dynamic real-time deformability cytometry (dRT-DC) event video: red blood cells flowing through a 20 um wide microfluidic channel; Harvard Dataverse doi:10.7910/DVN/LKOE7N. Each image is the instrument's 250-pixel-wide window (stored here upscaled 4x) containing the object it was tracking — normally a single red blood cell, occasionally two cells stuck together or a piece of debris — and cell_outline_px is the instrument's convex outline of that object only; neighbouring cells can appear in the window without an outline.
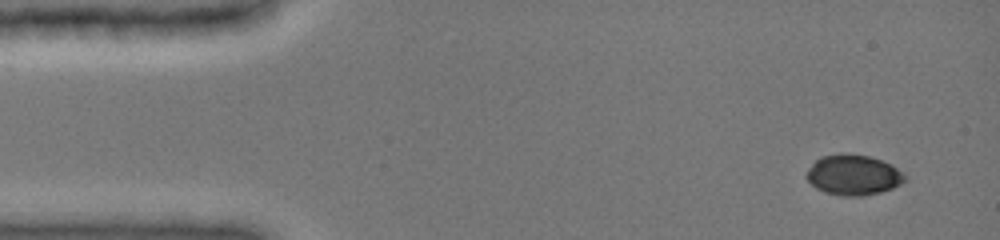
{"species": "common noctule bat (a hibernating species)", "species_latin": "Nyctalus noctula", "temperature_condition": "cold", "stored_images_in_passage": 9, "camera_frame_rate_fps": 3000, "um_per_image_px": 0.085, "animal": {"sex": "female", "body_mass_g": 19.0, "forearm_length_mm": 51.5}, "frame": {"image": 1, "passage_image": 1, "time_ms": 0.0, "image_size_px": [1000, 240], "cell_outline_px": [[908, 180], [892, 188], [880, 192], [864, 196], [840, 196], [824, 192], [816, 188], [804, 176], [808, 168], [820, 156], [840, 152], [848, 152], [868, 156], [880, 160], [896, 168], [908, 176]], "centroid_in_image_um": [72.51, 14.86], "position_along_channel_um": 12.5, "area_um2": 23.47}}
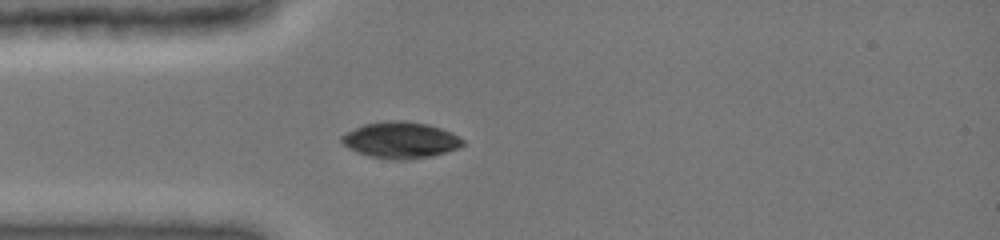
{"frame": {"image": 2, "passage_image": 6, "time_ms": 3.333, "image_size_px": [1000, 240], "cell_outline_px": [[468, 144], [432, 156], [408, 160], [392, 160], [372, 156], [356, 152], [348, 148], [340, 140], [340, 136], [364, 124], [392, 120], [404, 120], [428, 124], [452, 132], [464, 140]], "centroid_in_image_um": [34.07, 11.91], "position_along_channel_um": 50.9, "area_um2": 25.66}}
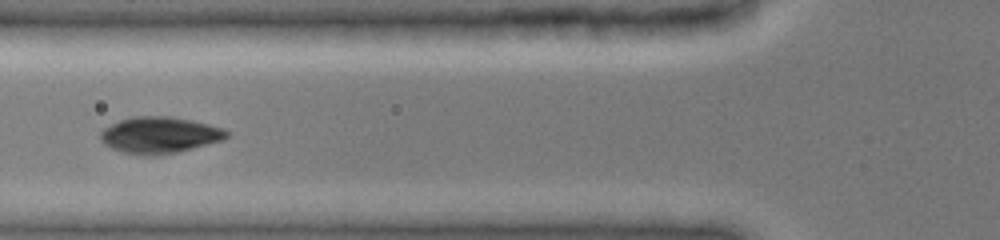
{"frame": {"image": 3, "passage_image": 8, "time_ms": 5.0, "image_size_px": [1000, 240], "cell_outline_px": [[228, 136], [224, 140], [176, 152], [156, 156], [148, 156], [124, 152], [112, 148], [104, 144], [100, 140], [100, 132], [104, 128], [120, 120], [132, 116], [172, 116], [192, 120], [224, 128], [228, 132]], "centroid_in_image_um": [13.56, 11.47], "position_along_channel_um": 112.2, "area_um2": 26.82}}